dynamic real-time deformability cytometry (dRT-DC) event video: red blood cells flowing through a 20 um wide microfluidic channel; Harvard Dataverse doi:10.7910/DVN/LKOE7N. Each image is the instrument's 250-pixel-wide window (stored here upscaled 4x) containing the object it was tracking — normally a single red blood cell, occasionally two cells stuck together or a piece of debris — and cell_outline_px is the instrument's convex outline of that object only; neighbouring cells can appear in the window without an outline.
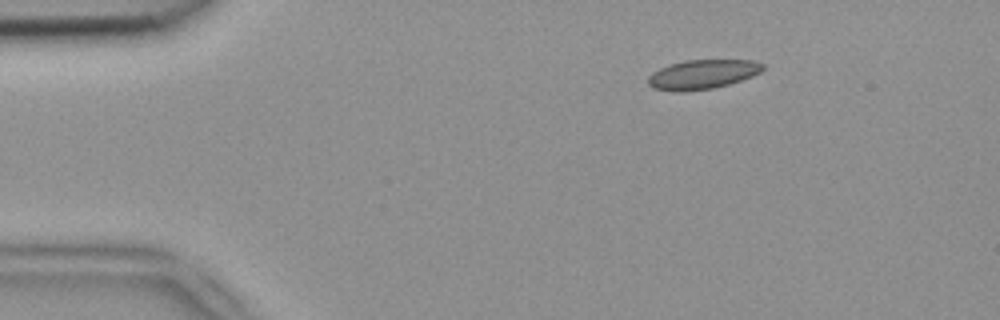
{"species": "common noctule bat (a hibernating species)", "species_latin": "Nyctalus noctula", "temperature_condition": "room temperature", "stored_images_in_passage": 4, "camera_frame_rate_fps": 3000, "um_per_image_px": 0.085, "animal": {"sex": "female", "body_mass_g": 18.4}, "frame": {"image": 1, "passage_image": 1, "time_ms": 0.0, "image_size_px": [1000, 320], "cell_outline_px": [[764, 68], [760, 72], [752, 76], [728, 84], [712, 88], [684, 92], [676, 92], [652, 88], [648, 84], [648, 76], [652, 72], [668, 64], [688, 60], [752, 60], [764, 64]], "centroid_in_image_um": [59.67, 6.32], "position_along_channel_um": 25.3, "area_um2": 19.65}}
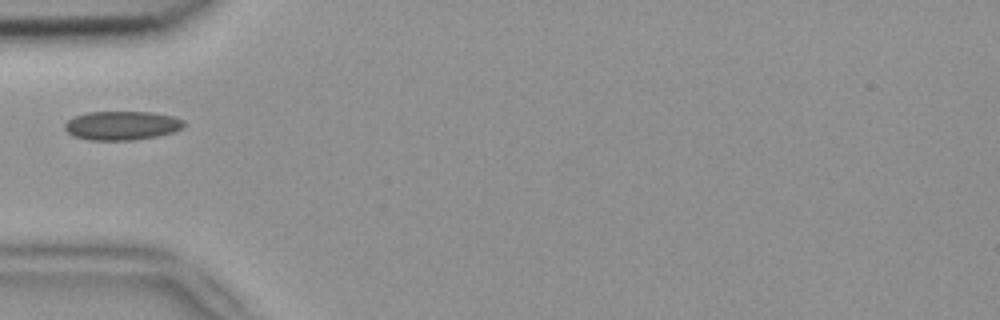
{"frame": {"image": 2, "passage_image": 3, "time_ms": 0.667, "image_size_px": [1000, 320], "cell_outline_px": [[184, 128], [172, 132], [156, 136], [132, 140], [88, 140], [72, 136], [64, 128], [64, 124], [68, 120], [76, 116], [88, 112], [152, 112], [172, 116], [184, 120]], "centroid_in_image_um": [10.35, 10.67], "position_along_channel_um": 74.6, "area_um2": 20.06}}